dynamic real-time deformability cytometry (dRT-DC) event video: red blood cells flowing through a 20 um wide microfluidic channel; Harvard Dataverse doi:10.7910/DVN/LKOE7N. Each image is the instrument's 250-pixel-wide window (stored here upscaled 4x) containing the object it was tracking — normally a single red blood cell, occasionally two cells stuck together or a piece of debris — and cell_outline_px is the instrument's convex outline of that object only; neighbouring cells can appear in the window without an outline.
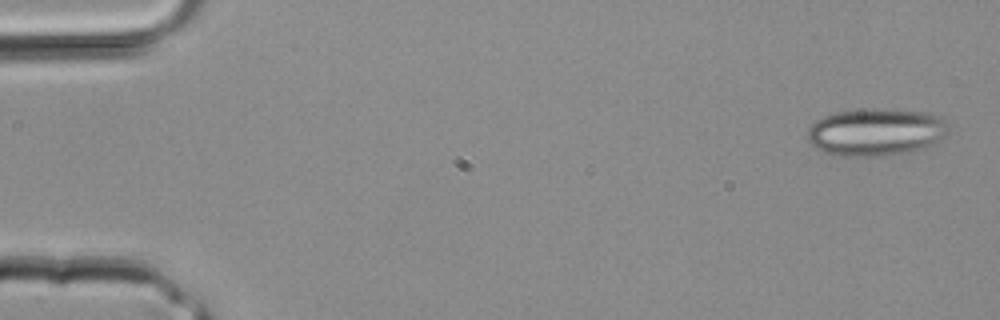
{"species": "common noctule bat (a hibernating species)", "species_latin": "Nyctalus noctula", "temperature_condition": "room temperature", "stored_images_in_passage": 3, "camera_frame_rate_fps": 3000, "um_per_image_px": 0.085, "animal": {"sex": "male", "body_mass_g": 20.4}, "frame": {"image": 1, "passage_image": 1, "time_ms": 0.0, "image_size_px": [1000, 320], "cell_outline_px": [[948, 132], [944, 136], [924, 148], [892, 156], [840, 156], [820, 152], [808, 140], [808, 128], [816, 120], [824, 116], [836, 112], [868, 108], [884, 108], [928, 112], [940, 116], [944, 120], [948, 128]], "centroid_in_image_um": [74.44, 11.22], "position_along_channel_um": 10.6, "area_um2": 39.42}}